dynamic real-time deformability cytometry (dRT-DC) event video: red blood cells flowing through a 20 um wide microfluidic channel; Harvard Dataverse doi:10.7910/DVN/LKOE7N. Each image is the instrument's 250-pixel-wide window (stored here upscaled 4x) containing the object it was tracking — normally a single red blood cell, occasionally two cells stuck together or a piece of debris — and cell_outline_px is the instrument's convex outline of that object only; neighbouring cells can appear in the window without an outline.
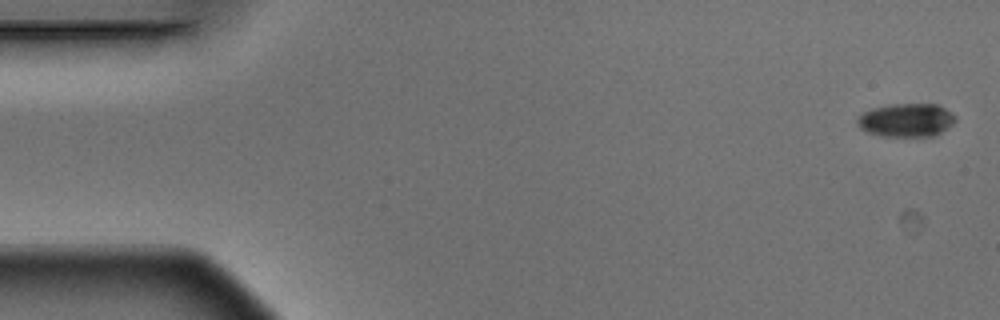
{"species": "Egyptian fruit bat (a non-hibernating species)", "species_latin": "Rousettus aegyptiacus", "temperature_condition": "warm", "stored_images_in_passage": 5, "camera_frame_rate_fps": 3000, "um_per_image_px": 0.085, "animal": {"sex": "male"}, "frame": {"image": 1, "passage_image": 1, "time_ms": 0.0, "image_size_px": [1000, 320], "cell_outline_px": [[956, 120], [952, 124], [936, 136], [884, 136], [868, 132], [860, 128], [856, 124], [856, 120], [864, 112], [872, 108], [888, 104], [940, 104], [952, 112], [956, 116]], "centroid_in_image_um": [77.06, 10.2], "position_along_channel_um": 7.9, "area_um2": 19.25}}
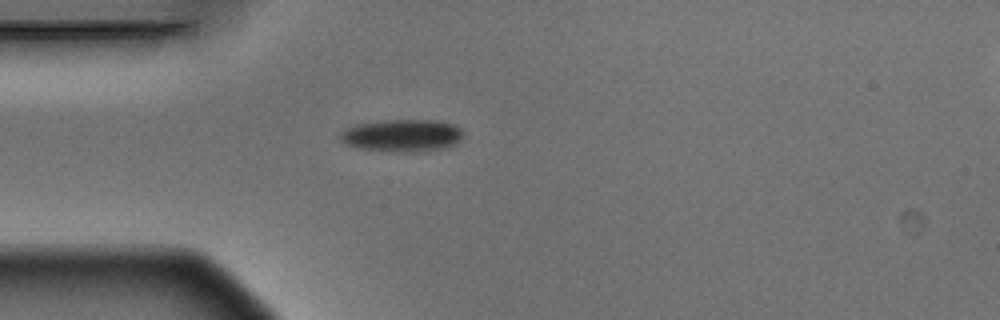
{"frame": {"image": 2, "passage_image": 5, "time_ms": 1.333, "image_size_px": [1000, 320], "cell_outline_px": [[464, 132], [460, 140], [456, 144], [444, 148], [416, 152], [388, 152], [360, 148], [344, 144], [340, 140], [340, 132], [356, 124], [388, 120], [432, 120], [452, 124], [460, 128]], "centroid_in_image_um": [34.18, 11.53], "position_along_channel_um": 50.8, "area_um2": 23.29}}